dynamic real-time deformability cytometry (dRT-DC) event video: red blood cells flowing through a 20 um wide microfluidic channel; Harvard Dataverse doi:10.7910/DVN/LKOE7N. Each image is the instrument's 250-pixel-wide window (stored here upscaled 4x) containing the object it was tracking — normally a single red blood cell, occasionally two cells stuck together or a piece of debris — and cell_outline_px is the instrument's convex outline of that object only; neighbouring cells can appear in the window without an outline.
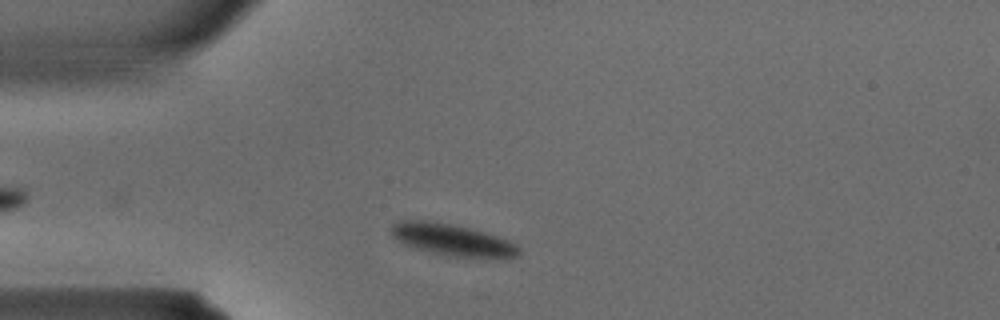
{"species": "common noctule bat (a hibernating species)", "species_latin": "Nyctalus noctula", "temperature_condition": "warm", "stored_images_in_passage": 23, "camera_frame_rate_fps": 3000, "um_per_image_px": 0.085, "animal": {"sex": "male", "body_mass_g": 15.6}, "frame": {"image": 1, "passage_image": 3, "time_ms": 0.667, "image_size_px": [1000, 320], "cell_outline_px": [[520, 256], [508, 260], [484, 260], [448, 256], [416, 248], [404, 244], [392, 236], [392, 224], [400, 220], [428, 220], [452, 224], [484, 232], [508, 240], [516, 244], [520, 248]], "centroid_in_image_um": [38.57, 20.44], "position_along_channel_um": 46.4, "area_um2": 24.39}}
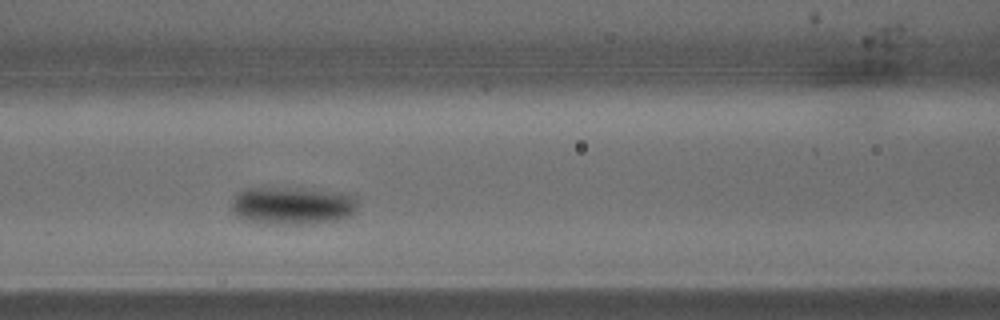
{"frame": {"image": 2, "passage_image": 9, "time_ms": 2.667, "image_size_px": [1000, 320], "cell_outline_px": [[356, 212], [340, 220], [304, 224], [268, 224], [244, 220], [236, 216], [232, 208], [232, 200], [236, 192], [244, 188], [312, 188], [340, 192], [356, 196]], "centroid_in_image_um": [24.85, 17.47], "position_along_channel_um": 141.8, "area_um2": 28.32}}
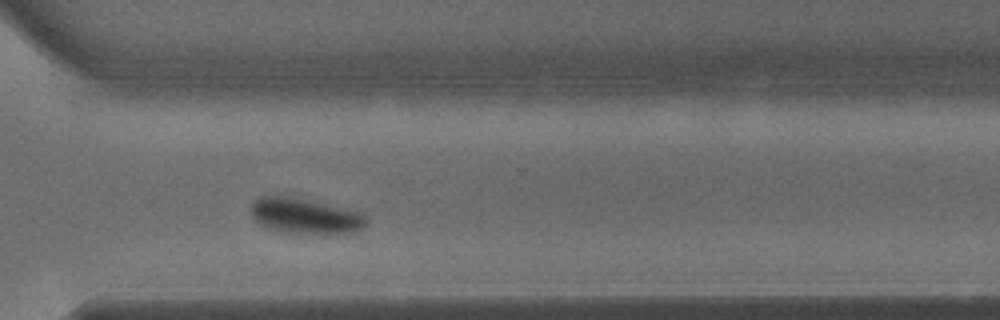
{"frame": {"image": 3, "passage_image": 20, "time_ms": 6.333, "image_size_px": [1000, 320], "cell_outline_px": [[368, 224], [352, 232], [324, 236], [280, 232], [264, 228], [252, 216], [252, 204], [260, 196], [288, 196], [364, 212], [368, 220]], "centroid_in_image_um": [25.98, 18.41], "position_along_channel_um": 344.6, "area_um2": 24.45}}